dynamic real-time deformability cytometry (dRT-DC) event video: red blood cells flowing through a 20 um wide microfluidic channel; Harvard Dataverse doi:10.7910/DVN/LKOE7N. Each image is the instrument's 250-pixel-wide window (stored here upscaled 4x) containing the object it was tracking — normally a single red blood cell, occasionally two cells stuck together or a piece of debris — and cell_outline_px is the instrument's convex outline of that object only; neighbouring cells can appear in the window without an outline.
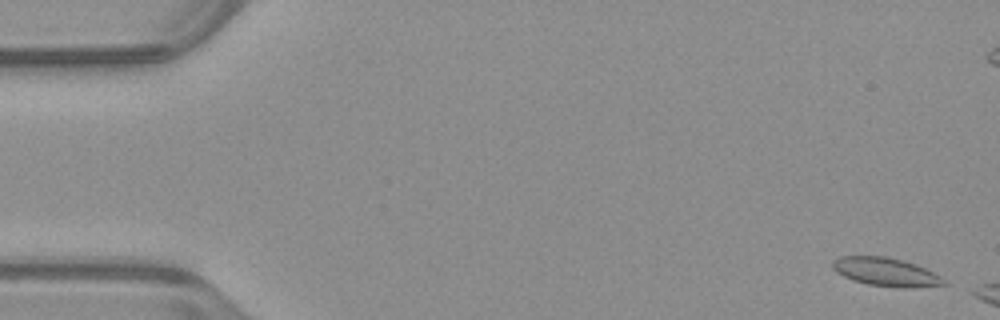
{"species": "common noctule bat (a hibernating species)", "species_latin": "Nyctalus noctula", "temperature_condition": "warm", "stored_images_in_passage": 7, "camera_frame_rate_fps": 3000, "um_per_image_px": 0.085, "animal": {"sex": "male", "body_mass_g": 23.1, "forearm_length_mm": 52.7}, "frame": {"image": 1, "passage_image": 2, "time_ms": 0.333, "image_size_px": [1000, 320], "cell_outline_px": [[948, 284], [912, 288], [900, 288], [868, 284], [852, 280], [836, 272], [832, 268], [832, 260], [840, 256], [884, 256], [916, 264], [940, 276]], "centroid_in_image_um": [75.27, 23.12], "position_along_channel_um": 9.7, "area_um2": 18.38}}